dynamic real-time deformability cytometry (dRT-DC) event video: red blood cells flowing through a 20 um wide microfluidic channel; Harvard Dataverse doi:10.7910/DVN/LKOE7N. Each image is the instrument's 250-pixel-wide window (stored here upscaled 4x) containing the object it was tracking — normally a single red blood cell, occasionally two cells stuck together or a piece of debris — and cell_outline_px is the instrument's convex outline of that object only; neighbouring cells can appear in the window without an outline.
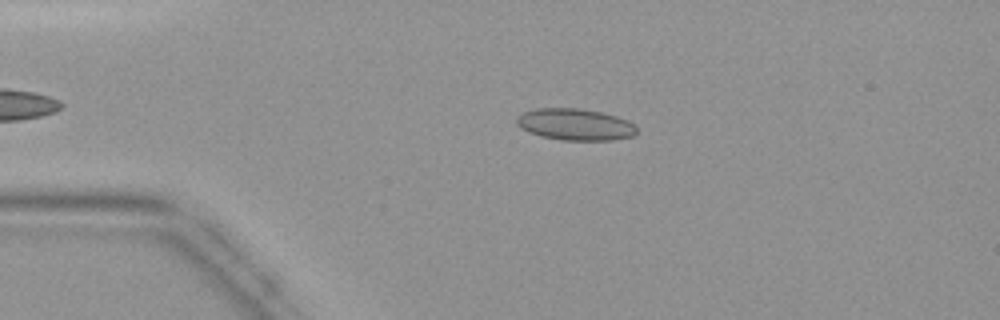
{"species": "common noctule bat (a hibernating species)", "species_latin": "Nyctalus noctula", "temperature_condition": "warm", "stored_images_in_passage": 34, "camera_frame_rate_fps": 3000, "um_per_image_px": 0.085, "animal": {"sex": "female", "body_mass_g": 19.9}, "frame": {"image": 1, "passage_image": 7, "time_ms": 2.0, "image_size_px": [1000, 320], "cell_outline_px": [[636, 132], [632, 136], [612, 140], [560, 140], [540, 136], [528, 132], [520, 128], [516, 124], [516, 116], [524, 112], [536, 108], [576, 108], [604, 112], [628, 120], [636, 124]], "centroid_in_image_um": [48.87, 10.57], "position_along_channel_um": 36.1, "area_um2": 22.37}}
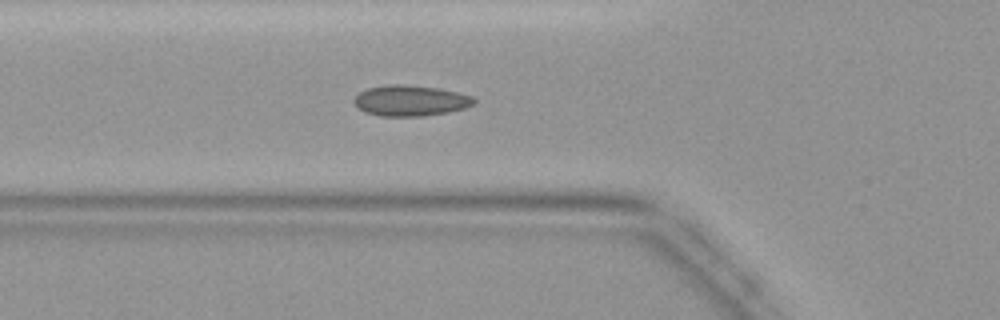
{"frame": {"image": 2, "passage_image": 13, "time_ms": 4.0, "image_size_px": [1000, 320], "cell_outline_px": [[476, 100], [472, 104], [464, 108], [448, 112], [420, 116], [380, 116], [364, 112], [352, 100], [360, 92], [368, 88], [392, 84], [404, 84], [440, 88], [472, 96]], "centroid_in_image_um": [34.88, 8.55], "position_along_channel_um": 90.9, "area_um2": 21.33}}
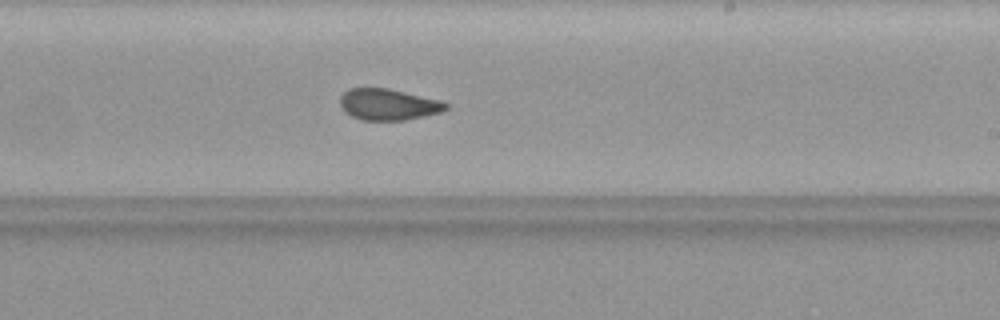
{"frame": {"image": 3, "passage_image": 24, "time_ms": 7.667, "image_size_px": [1000, 320], "cell_outline_px": [[448, 108], [440, 112], [404, 120], [360, 120], [344, 112], [340, 108], [340, 96], [348, 88], [388, 88], [444, 100], [448, 104]], "centroid_in_image_um": [32.99, 8.87], "position_along_channel_um": 256.0, "area_um2": 19.54}}